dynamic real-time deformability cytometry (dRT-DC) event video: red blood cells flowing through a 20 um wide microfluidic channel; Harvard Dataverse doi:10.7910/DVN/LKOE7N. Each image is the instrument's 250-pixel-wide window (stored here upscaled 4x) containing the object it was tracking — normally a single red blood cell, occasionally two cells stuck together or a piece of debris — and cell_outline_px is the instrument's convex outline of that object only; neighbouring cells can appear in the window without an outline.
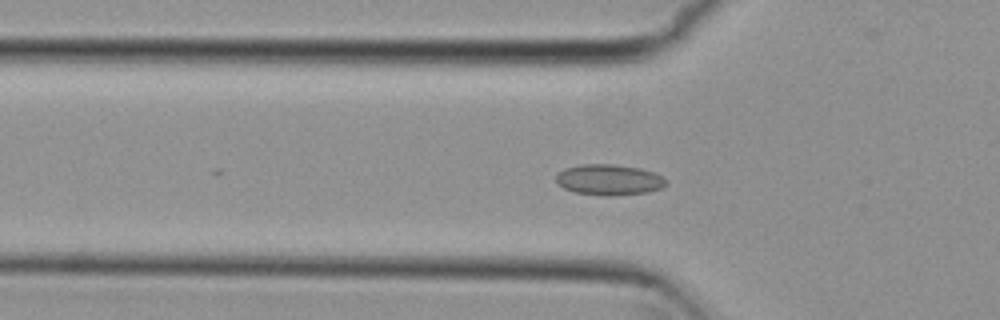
{"species": "common noctule bat (a hibernating species)", "species_latin": "Nyctalus noctula", "temperature_condition": "cold", "stored_images_in_passage": 43, "camera_frame_rate_fps": 3000, "um_per_image_px": 0.085, "animal": {"sex": "female", "body_mass_g": 29.2, "forearm_length_mm": 56.3}, "frame": {"image": 1, "passage_image": 19, "time_ms": 6.0, "image_size_px": [1000, 320], "cell_outline_px": [[668, 184], [660, 188], [648, 192], [612, 196], [604, 196], [576, 192], [564, 188], [556, 180], [556, 176], [564, 168], [580, 164], [612, 164], [640, 168], [652, 172], [668, 180]], "centroid_in_image_um": [51.78, 15.28], "position_along_channel_um": 74.0, "area_um2": 19.65}}
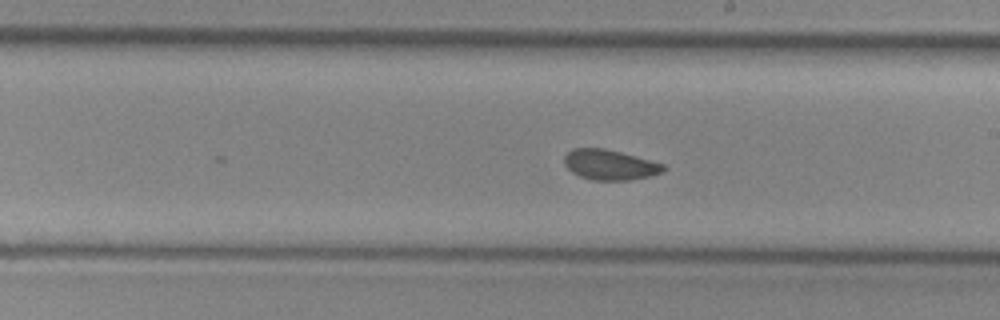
{"frame": {"image": 2, "passage_image": 32, "time_ms": 10.333, "image_size_px": [1000, 320], "cell_outline_px": [[668, 168], [660, 172], [648, 176], [632, 180], [592, 180], [580, 176], [572, 172], [564, 164], [564, 156], [572, 148], [604, 148], [620, 152], [664, 164]], "centroid_in_image_um": [51.81, 14.0], "position_along_channel_um": 237.2, "area_um2": 17.34}}
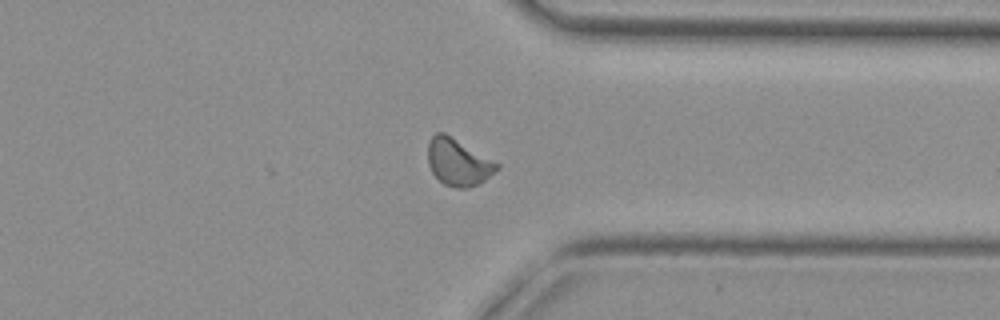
{"frame": {"image": 3, "passage_image": 43, "time_ms": 14.0, "image_size_px": [1000, 320], "cell_outline_px": [[500, 168], [484, 180], [468, 188], [456, 188], [444, 184], [432, 172], [428, 164], [428, 144], [432, 136], [436, 132], [444, 132], [500, 164]], "centroid_in_image_um": [38.94, 13.78], "position_along_channel_um": 372.5, "area_um2": 18.67}, "authors_computed_cell_mechanics": {"area_um2": 18.6116, "velocity_mm_per_s": 3.7583, "shape_relaxation_time_tau1_ms": null, "shape_relaxation_time_tau2_ms": 2.4843, "deformation_change_tau1": null, "deformation_change_tau2": 0.0609}}